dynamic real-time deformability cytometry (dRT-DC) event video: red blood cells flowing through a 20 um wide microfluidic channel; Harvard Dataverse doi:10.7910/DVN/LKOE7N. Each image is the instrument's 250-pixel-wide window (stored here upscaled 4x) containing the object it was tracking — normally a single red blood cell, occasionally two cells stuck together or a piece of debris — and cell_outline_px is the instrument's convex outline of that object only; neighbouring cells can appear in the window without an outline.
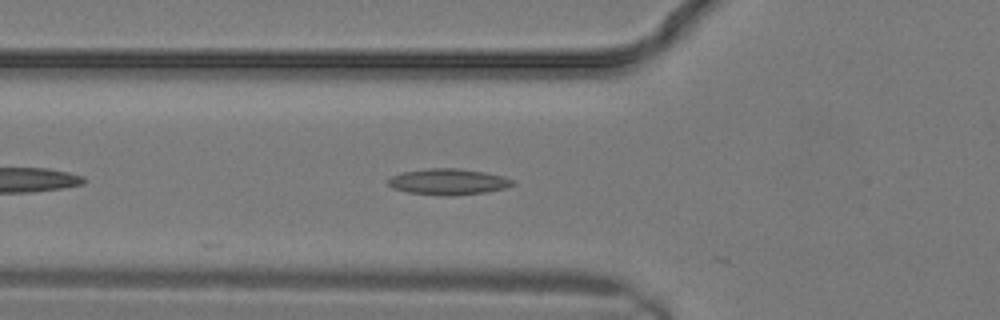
{"species": "common noctule bat (a hibernating species)", "species_latin": "Nyctalus noctula", "temperature_condition": "warm", "stored_images_in_passage": 10, "camera_frame_rate_fps": 3000, "um_per_image_px": 0.085, "animal": {"sex": "male", "body_mass_g": 19.2, "forearm_length_mm": 51.8}, "frame": {"image": 1, "passage_image": 8, "time_ms": 2.333, "image_size_px": [1000, 320], "cell_outline_px": [[516, 184], [504, 188], [484, 192], [452, 196], [448, 196], [408, 192], [392, 188], [388, 184], [388, 180], [392, 176], [404, 172], [428, 168], [456, 168], [484, 172], [504, 176], [512, 180]], "centroid_in_image_um": [38.1, 15.45], "position_along_channel_um": 87.7, "area_um2": 18.73}}